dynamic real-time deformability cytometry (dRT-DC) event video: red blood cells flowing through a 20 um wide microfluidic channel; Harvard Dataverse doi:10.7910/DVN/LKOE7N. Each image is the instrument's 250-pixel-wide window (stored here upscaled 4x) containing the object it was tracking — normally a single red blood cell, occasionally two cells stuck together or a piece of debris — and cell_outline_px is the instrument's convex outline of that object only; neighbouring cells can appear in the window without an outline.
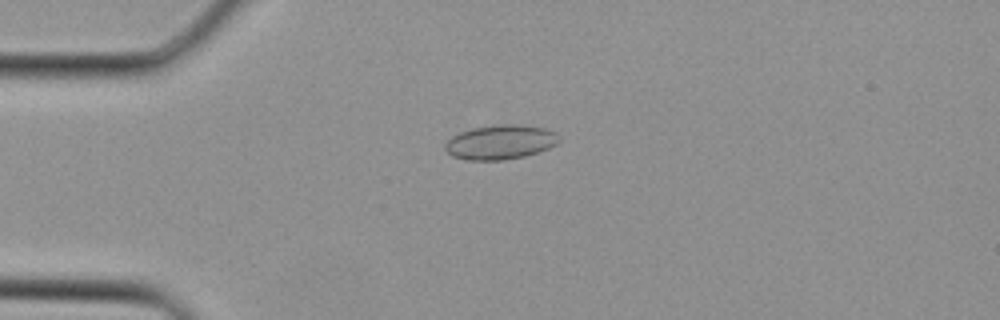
{"species": "Egyptian fruit bat (a non-hibernating species)", "species_latin": "Rousettus aegyptiacus", "temperature_condition": "cold", "stored_images_in_passage": 3, "camera_frame_rate_fps": 3000, "um_per_image_px": 0.085, "animal": {"sex": "female"}, "frame": {"image": 1, "passage_image": 3, "time_ms": 0.667, "image_size_px": [1000, 320], "cell_outline_px": [[560, 140], [556, 144], [548, 148], [524, 156], [504, 160], [464, 160], [452, 156], [444, 148], [444, 144], [452, 136], [460, 132], [472, 128], [500, 124], [512, 124], [544, 128], [556, 132], [560, 136]], "centroid_in_image_um": [42.51, 12.08], "position_along_channel_um": 42.5, "area_um2": 22.83}}